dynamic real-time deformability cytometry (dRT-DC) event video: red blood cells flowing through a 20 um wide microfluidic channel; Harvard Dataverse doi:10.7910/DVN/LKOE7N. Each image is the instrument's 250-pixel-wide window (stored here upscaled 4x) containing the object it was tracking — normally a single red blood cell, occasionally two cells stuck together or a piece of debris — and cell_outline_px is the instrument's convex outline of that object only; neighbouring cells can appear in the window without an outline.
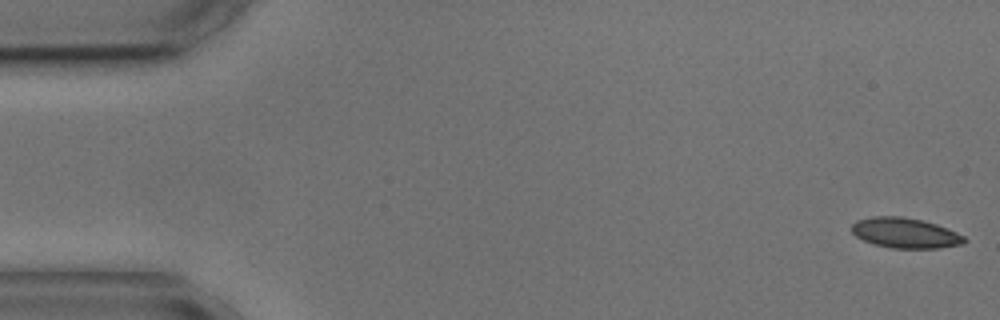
{"species": "common noctule bat (a hibernating species)", "species_latin": "Nyctalus noctula", "temperature_condition": "cold", "stored_images_in_passage": 5, "camera_frame_rate_fps": 3000, "um_per_image_px": 0.085, "animal": {"sex": "male", "body_mass_g": 17.9, "forearm_length_mm": 54.2}, "frame": {"image": 1, "passage_image": 1, "time_ms": 0.0, "image_size_px": [1000, 320], "cell_outline_px": [[968, 240], [964, 244], [936, 248], [892, 248], [872, 244], [856, 236], [852, 232], [852, 224], [856, 220], [872, 216], [904, 216], [936, 224], [948, 228], [964, 236]], "centroid_in_image_um": [76.94, 19.8], "position_along_channel_um": 8.1, "area_um2": 19.94}}
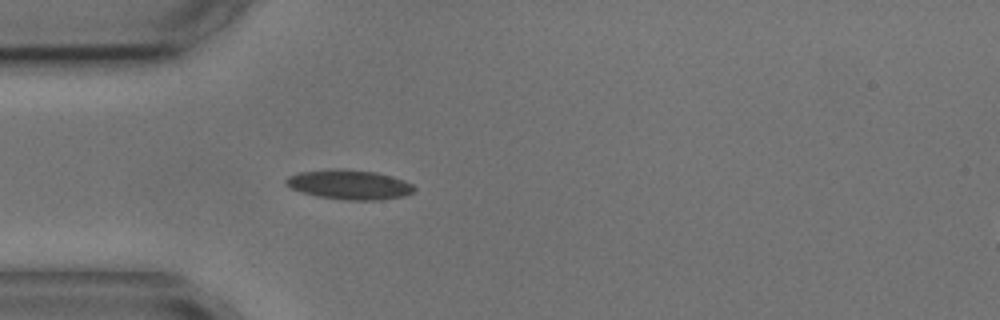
{"frame": {"image": 2, "passage_image": 5, "time_ms": 4.667, "image_size_px": [1000, 320], "cell_outline_px": [[416, 188], [412, 192], [404, 196], [380, 200], [348, 200], [316, 196], [292, 188], [284, 180], [288, 176], [300, 172], [328, 168], [344, 168], [376, 172], [412, 184]], "centroid_in_image_um": [29.67, 15.68], "position_along_channel_um": 55.3, "area_um2": 21.96}}